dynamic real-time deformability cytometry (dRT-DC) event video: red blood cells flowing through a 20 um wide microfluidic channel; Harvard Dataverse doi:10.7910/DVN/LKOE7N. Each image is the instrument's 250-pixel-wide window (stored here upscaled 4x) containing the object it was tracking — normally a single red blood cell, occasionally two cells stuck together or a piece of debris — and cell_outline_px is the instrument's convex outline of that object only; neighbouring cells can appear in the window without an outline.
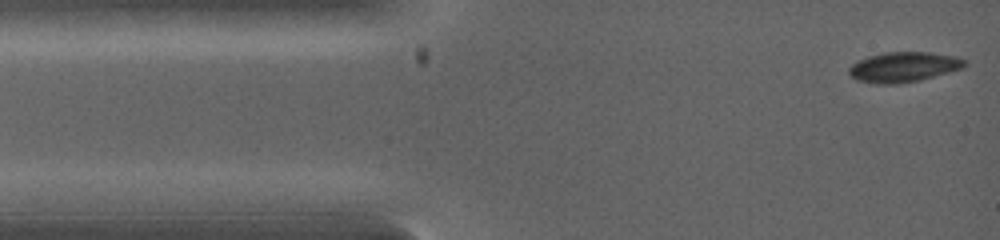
{"species": "common noctule bat (a hibernating species)", "species_latin": "Nyctalus noctula", "temperature_condition": "warm", "stored_images_in_passage": 6, "camera_frame_rate_fps": 5000, "um_per_image_px": 0.085, "animal": {"sex": "female", "body_mass_g": 19.0, "forearm_length_mm": 53.3}, "frame": {"image": 1, "passage_image": 1, "time_ms": 0.0, "image_size_px": [1000, 240], "cell_outline_px": [[968, 64], [964, 68], [920, 80], [896, 84], [876, 84], [856, 80], [848, 72], [848, 68], [852, 64], [868, 56], [884, 52], [928, 52], [956, 56], [964, 60]], "centroid_in_image_um": [76.81, 5.7], "position_along_channel_um": 8.2, "area_um2": 20.35}}